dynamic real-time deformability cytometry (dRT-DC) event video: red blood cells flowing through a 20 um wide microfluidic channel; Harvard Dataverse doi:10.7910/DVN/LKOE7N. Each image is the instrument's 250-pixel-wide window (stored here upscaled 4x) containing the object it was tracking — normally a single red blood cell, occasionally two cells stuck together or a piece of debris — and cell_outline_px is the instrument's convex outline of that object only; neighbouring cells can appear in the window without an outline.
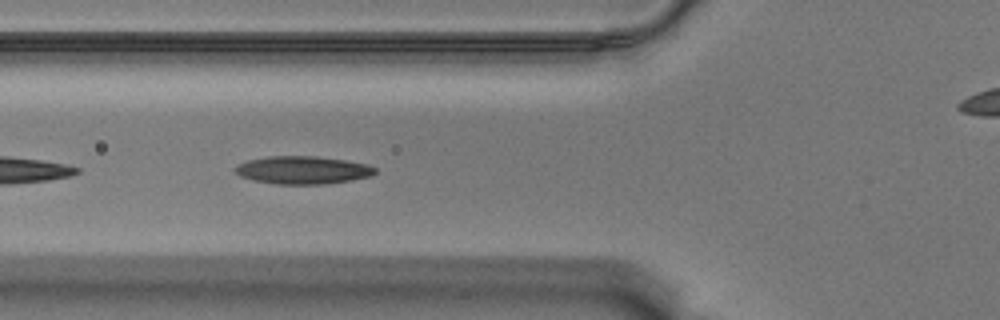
{"species": "Egyptian fruit bat (a non-hibernating species)", "species_latin": "Rousettus aegyptiacus", "temperature_condition": "warm", "stored_images_in_passage": 27, "camera_frame_rate_fps": 3000, "um_per_image_px": 0.085, "animal": {"sex": "male"}, "frame": {"image": 1, "passage_image": 5, "time_ms": 1.333, "image_size_px": [1000, 320], "cell_outline_px": [[376, 172], [372, 176], [324, 184], [276, 184], [252, 180], [240, 176], [236, 172], [236, 168], [240, 164], [248, 160], [268, 156], [316, 156], [344, 160], [368, 164], [376, 168]], "centroid_in_image_um": [25.75, 14.45], "position_along_channel_um": 100.1, "area_um2": 22.54}}
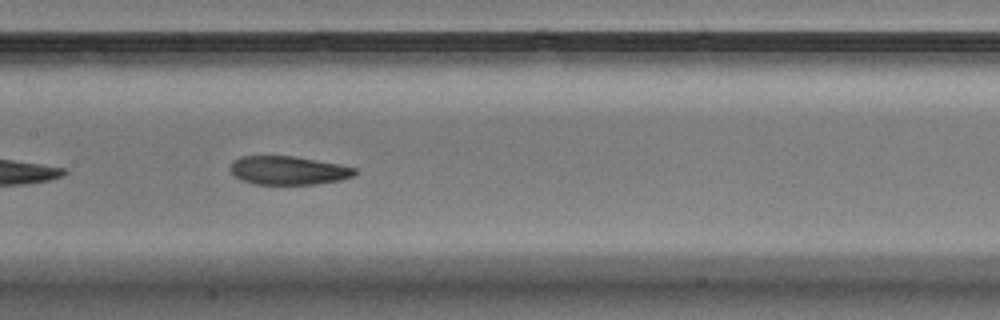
{"frame": {"image": 2, "passage_image": 12, "time_ms": 3.667, "image_size_px": [1000, 320], "cell_outline_px": [[356, 172], [352, 176], [340, 180], [316, 184], [252, 184], [240, 180], [228, 168], [232, 160], [240, 156], [296, 156], [340, 164], [356, 168]], "centroid_in_image_um": [24.47, 14.48], "position_along_channel_um": 182.9, "area_um2": 20.92}}
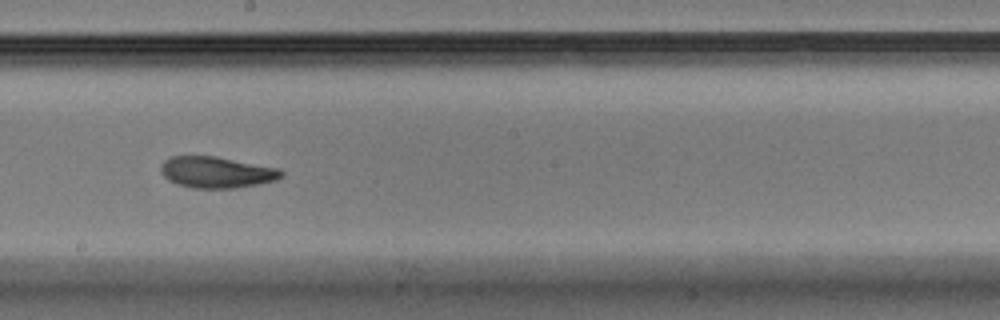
{"frame": {"image": 3, "passage_image": 16, "time_ms": 5.0, "image_size_px": [1000, 320], "cell_outline_px": [[284, 176], [276, 180], [236, 188], [192, 188], [176, 184], [168, 180], [160, 172], [160, 164], [164, 160], [172, 156], [216, 156], [280, 168], [284, 172]], "centroid_in_image_um": [18.4, 14.64], "position_along_channel_um": 229.8, "area_um2": 22.2}}